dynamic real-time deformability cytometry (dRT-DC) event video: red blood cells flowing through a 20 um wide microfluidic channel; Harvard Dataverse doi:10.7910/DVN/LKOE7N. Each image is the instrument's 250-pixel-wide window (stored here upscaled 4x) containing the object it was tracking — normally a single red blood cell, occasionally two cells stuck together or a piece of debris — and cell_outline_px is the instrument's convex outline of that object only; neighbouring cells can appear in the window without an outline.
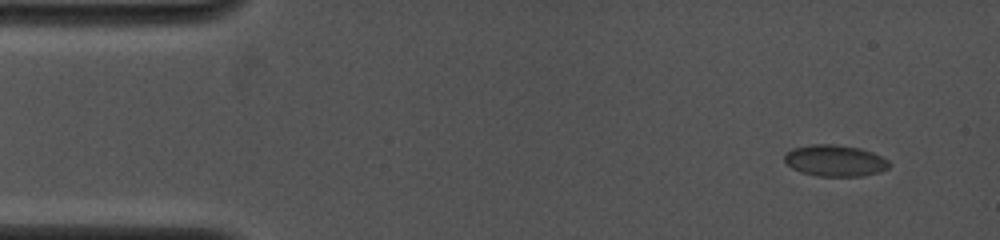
{"species": "common noctule bat (a hibernating species)", "species_latin": "Nyctalus noctula", "temperature_condition": "cold", "stored_images_in_passage": 53, "camera_frame_rate_fps": 4000, "um_per_image_px": 0.085, "animal": {"sex": "female", "body_mass_g": 19.0, "forearm_length_mm": 53.3}, "frame": {"image": 1, "passage_image": 1, "time_ms": 0.0, "image_size_px": [1000, 240], "cell_outline_px": [[888, 168], [880, 172], [864, 176], [816, 176], [800, 172], [792, 168], [784, 160], [784, 152], [792, 148], [812, 144], [836, 144], [860, 148], [872, 152], [888, 160]], "centroid_in_image_um": [70.94, 13.65], "position_along_channel_um": 14.1, "area_um2": 19.31}}
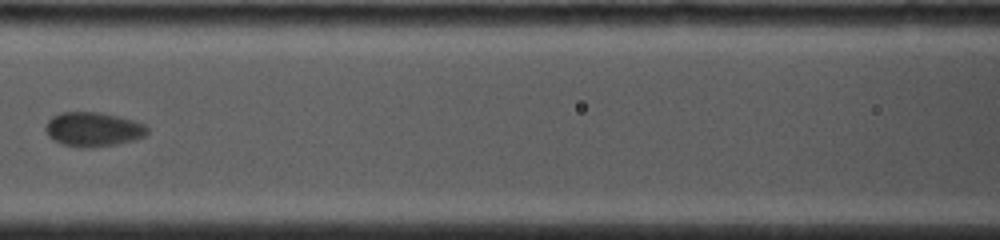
{"frame": {"image": 2, "passage_image": 23, "time_ms": 6.25, "image_size_px": [1000, 240], "cell_outline_px": [[148, 132], [144, 136], [132, 140], [116, 144], [92, 148], [88, 148], [60, 144], [52, 140], [48, 136], [44, 128], [48, 120], [52, 116], [60, 112], [100, 112], [132, 120], [144, 124], [148, 128]], "centroid_in_image_um": [7.87, 10.99], "position_along_channel_um": 158.7, "area_um2": 20.4}}
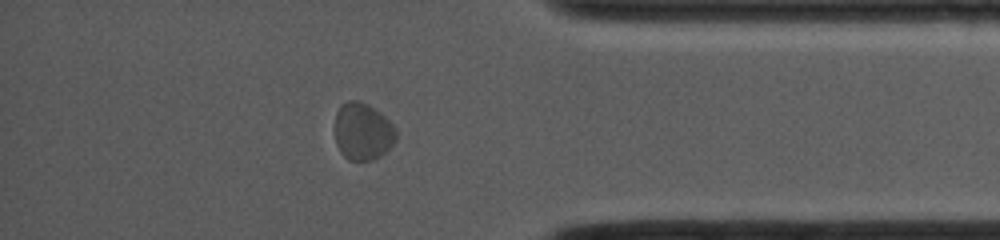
{"frame": {"image": 3, "passage_image": 46, "time_ms": 12.75, "image_size_px": [1000, 240], "cell_outline_px": [[396, 140], [380, 156], [372, 160], [360, 164], [348, 160], [340, 152], [336, 144], [336, 112], [348, 100], [360, 100], [368, 104], [380, 112], [396, 128]], "centroid_in_image_um": [30.83, 11.22], "position_along_channel_um": 404.4, "area_um2": 20.63}, "authors_computed_cell_mechanics": {"area_um2": 20.0566, "velocity_mm_per_s": 3.9047, "shape_relaxation_time_tau1_ms": 1.4838, "shape_relaxation_time_tau2_ms": null, "deformation_change_tau1": 0.0607, "deformation_change_tau2": null}}